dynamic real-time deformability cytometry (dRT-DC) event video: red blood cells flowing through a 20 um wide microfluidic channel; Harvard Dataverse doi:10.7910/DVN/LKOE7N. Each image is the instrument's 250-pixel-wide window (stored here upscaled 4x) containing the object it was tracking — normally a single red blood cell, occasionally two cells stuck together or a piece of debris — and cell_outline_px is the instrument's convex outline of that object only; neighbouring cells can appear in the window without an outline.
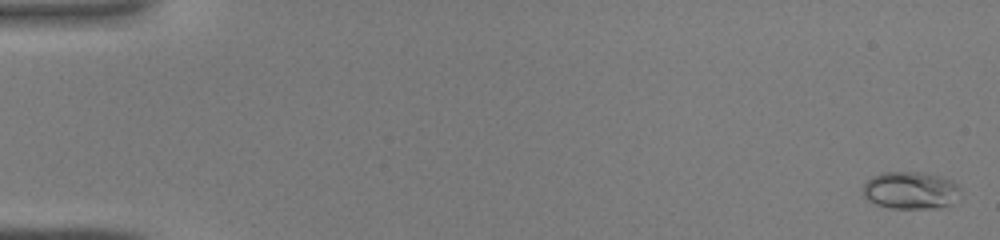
{"species": "common noctule bat (a hibernating species)", "species_latin": "Nyctalus noctula", "temperature_condition": "warm", "stored_images_in_passage": 45, "camera_frame_rate_fps": 3000, "um_per_image_px": 0.085, "animal": {"sex": "male", "body_mass_g": 19.0, "forearm_length_mm": 50.8}, "frame": {"image": 1, "passage_image": 1, "time_ms": 0.0, "image_size_px": [1000, 240], "cell_outline_px": [[960, 192], [948, 204], [940, 208], [892, 208], [876, 204], [868, 200], [864, 196], [860, 188], [872, 176], [880, 172], [920, 172], [940, 176], [952, 180], [960, 184]], "centroid_in_image_um": [77.36, 16.16], "position_along_channel_um": 7.6, "area_um2": 21.33}}
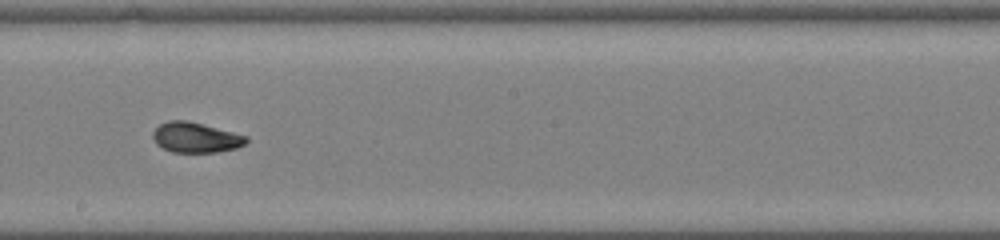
{"frame": {"image": 2, "passage_image": 26, "time_ms": 8.333, "image_size_px": [1000, 240], "cell_outline_px": [[248, 140], [244, 144], [236, 148], [216, 152], [172, 152], [156, 144], [152, 136], [152, 132], [160, 124], [168, 120], [188, 120], [248, 136]], "centroid_in_image_um": [16.62, 11.68], "position_along_channel_um": 231.6, "area_um2": 16.42}}
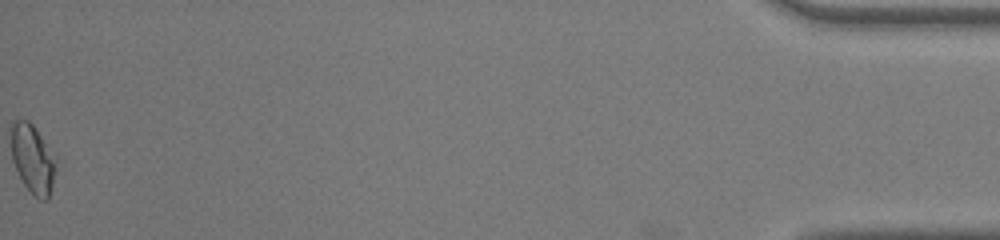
{"frame": {"image": 3, "passage_image": 45, "time_ms": 14.667, "image_size_px": [1000, 240], "cell_outline_px": [[56, 168], [48, 200], [40, 200], [24, 184], [12, 160], [12, 120], [28, 120], [32, 124], [56, 160]], "centroid_in_image_um": [2.78, 13.52], "position_along_channel_um": 432.4, "area_um2": 17.28}}